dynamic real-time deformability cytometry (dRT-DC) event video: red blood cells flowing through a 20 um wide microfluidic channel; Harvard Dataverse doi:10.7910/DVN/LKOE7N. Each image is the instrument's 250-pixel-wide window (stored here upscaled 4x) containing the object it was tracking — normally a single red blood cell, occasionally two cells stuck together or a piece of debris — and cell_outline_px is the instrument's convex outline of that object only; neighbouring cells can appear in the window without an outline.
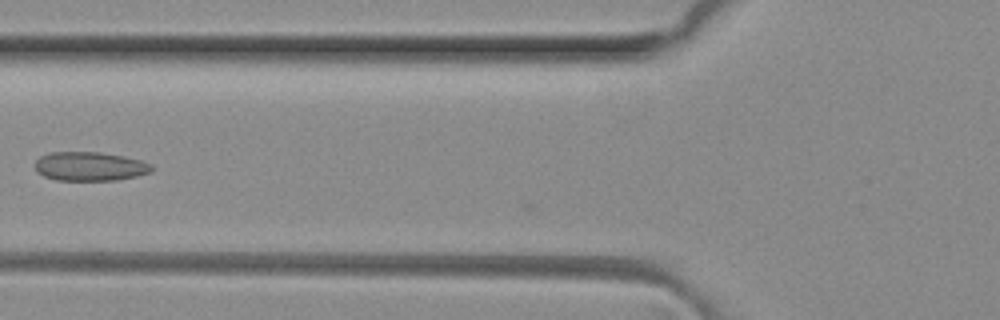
{"species": "common noctule bat (a hibernating species)", "species_latin": "Nyctalus noctula", "temperature_condition": "room temperature", "stored_images_in_passage": 2, "camera_frame_rate_fps": 3000, "um_per_image_px": 0.085, "animal": {"sex": "female", "body_mass_g": 29.2, "forearm_length_mm": 56.3}, "frame": {"image": 1, "passage_image": 2, "time_ms": 0.333, "image_size_px": [1000, 320], "cell_outline_px": [[152, 172], [136, 176], [116, 180], [56, 180], [44, 176], [36, 172], [36, 160], [40, 156], [52, 152], [100, 152], [124, 156], [140, 160], [152, 164]], "centroid_in_image_um": [7.64, 14.14], "position_along_channel_um": 118.2, "area_um2": 19.71}}